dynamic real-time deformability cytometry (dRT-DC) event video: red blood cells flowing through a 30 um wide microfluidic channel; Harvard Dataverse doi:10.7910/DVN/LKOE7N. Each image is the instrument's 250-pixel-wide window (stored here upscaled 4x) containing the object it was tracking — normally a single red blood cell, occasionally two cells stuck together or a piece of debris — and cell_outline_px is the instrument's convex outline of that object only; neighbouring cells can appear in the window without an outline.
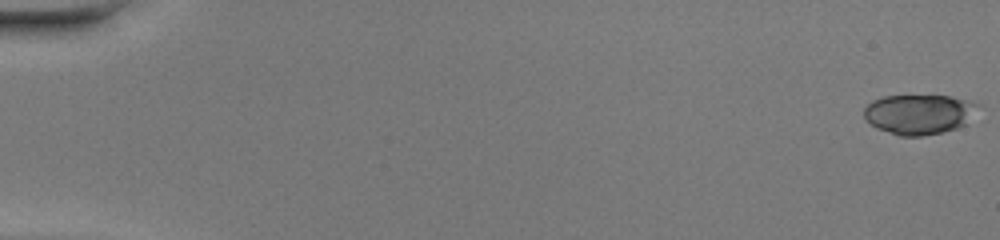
{"species": "common noctule bat (a hibernating species)", "species_latin": "Nyctalus noctula", "temperature_condition": "warm", "stored_images_in_passage": 49, "camera_frame_rate_fps": 3000, "um_per_image_px": 0.085, "animal": {"sex": "female", "body_mass_g": 20.0, "forearm_length_mm": 54.0}, "frame": {"image": 1, "passage_image": 1, "time_ms": 0.0, "image_size_px": [1000, 240], "cell_outline_px": [[980, 104], [964, 124], [956, 128], [944, 132], [920, 136], [900, 136], [876, 128], [864, 116], [864, 108], [872, 100], [884, 96], [952, 96]], "centroid_in_image_um": [78.09, 9.71], "position_along_channel_um": 6.9, "area_um2": 26.18}}
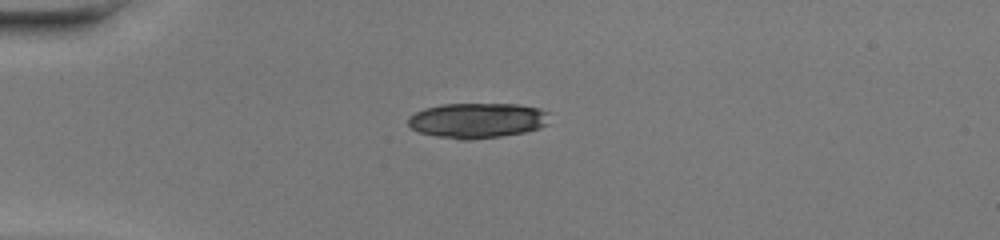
{"frame": {"image": 2, "passage_image": 14, "time_ms": 4.333, "image_size_px": [1000, 240], "cell_outline_px": [[548, 124], [540, 128], [524, 132], [500, 136], [468, 140], [460, 140], [436, 136], [420, 132], [412, 128], [408, 124], [408, 116], [424, 108], [440, 104], [520, 104], [540, 108], [548, 112]], "centroid_in_image_um": [40.58, 10.23], "position_along_channel_um": 44.4, "area_um2": 29.13}}